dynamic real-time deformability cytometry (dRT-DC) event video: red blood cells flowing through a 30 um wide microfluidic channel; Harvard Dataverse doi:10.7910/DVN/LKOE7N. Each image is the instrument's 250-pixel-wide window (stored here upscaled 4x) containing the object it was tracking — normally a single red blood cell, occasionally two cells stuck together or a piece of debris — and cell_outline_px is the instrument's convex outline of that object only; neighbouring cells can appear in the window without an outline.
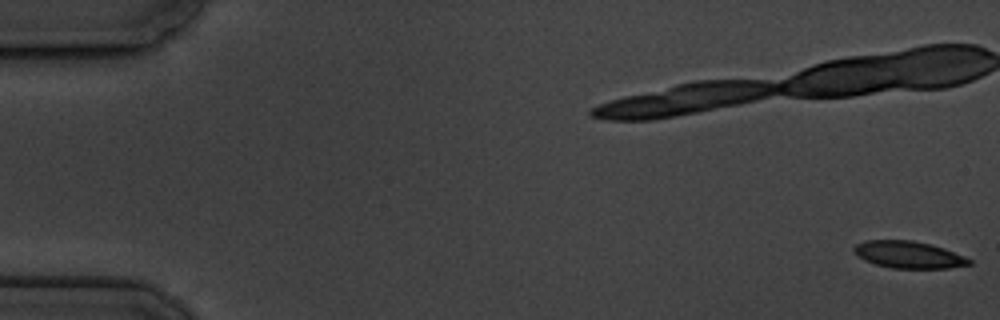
{"species": "common noctule bat (a hibernating species)", "species_latin": "Nyctalus noctula", "temperature_condition": "cold", "stored_images_in_passage": 9, "camera_frame_rate_fps": 3000, "um_per_image_px": 0.085, "animal": {"sex": "male", "body_mass_g": 19.5, "forearm_length_mm": 54.6}, "frame": {"image": 1, "passage_image": 1, "time_ms": 0.0, "image_size_px": [1000, 320], "cell_outline_px": [[972, 264], [948, 268], [892, 268], [876, 264], [864, 260], [852, 248], [856, 244], [864, 240], [912, 240], [944, 248], [964, 256], [972, 260]], "centroid_in_image_um": [77.24, 21.64], "position_along_channel_um": 7.8, "area_um2": 17.98}}